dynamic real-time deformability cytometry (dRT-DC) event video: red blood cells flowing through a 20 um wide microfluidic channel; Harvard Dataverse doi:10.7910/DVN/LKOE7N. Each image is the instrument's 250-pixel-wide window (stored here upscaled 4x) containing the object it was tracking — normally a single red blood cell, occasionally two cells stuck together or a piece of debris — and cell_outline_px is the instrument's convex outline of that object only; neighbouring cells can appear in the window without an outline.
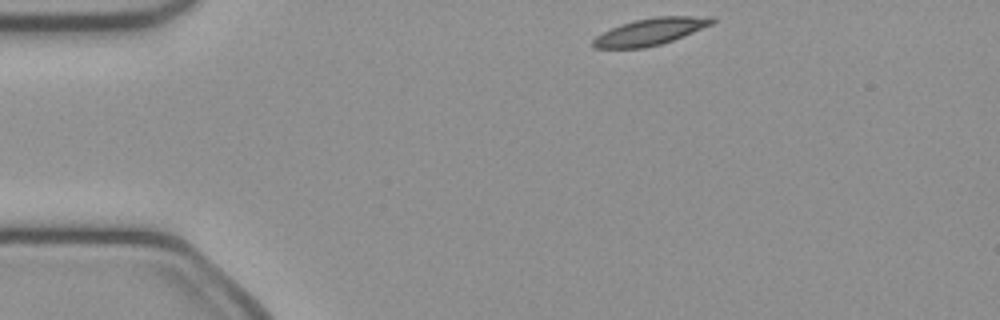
{"species": "common noctule bat (a hibernating species)", "species_latin": "Nyctalus noctula", "temperature_condition": "cold", "stored_images_in_passage": 42, "camera_frame_rate_fps": 3000, "um_per_image_px": 0.085, "animal": {"sex": "female", "body_mass_g": 21.9}, "frame": {"image": 1, "passage_image": 1, "time_ms": 0.0, "image_size_px": [1000, 320], "cell_outline_px": [[716, 20], [712, 24], [672, 40], [660, 44], [644, 48], [596, 48], [592, 44], [592, 40], [596, 36], [620, 24], [636, 20], [656, 16], [712, 16]], "centroid_in_image_um": [55.28, 2.68], "position_along_channel_um": 29.7, "area_um2": 18.38}}
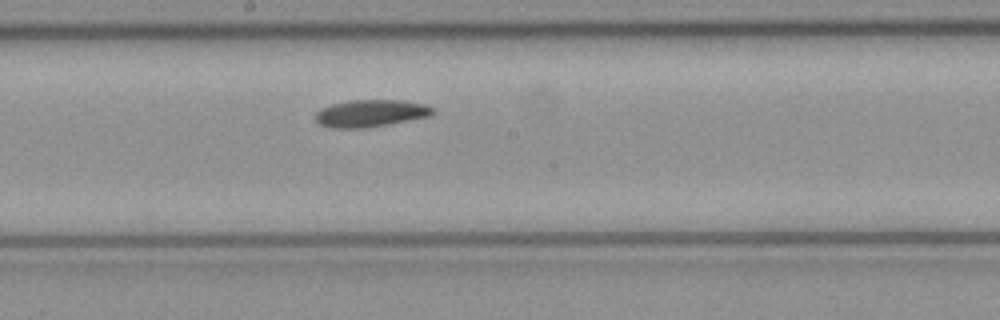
{"frame": {"image": 2, "passage_image": 19, "time_ms": 6.0, "image_size_px": [1000, 320], "cell_outline_px": [[436, 112], [432, 116], [388, 124], [364, 128], [332, 128], [320, 124], [316, 120], [316, 112], [320, 108], [332, 104], [348, 100], [400, 100], [424, 104], [432, 108]], "centroid_in_image_um": [31.51, 9.63], "position_along_channel_um": 216.7, "area_um2": 18.61}}
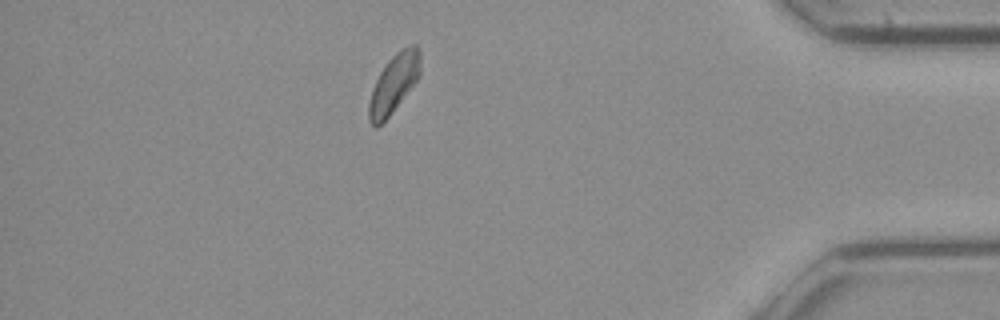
{"frame": {"image": 3, "passage_image": 36, "time_ms": 11.667, "image_size_px": [1000, 320], "cell_outline_px": [[420, 76], [392, 112], [376, 128], [368, 120], [368, 104], [372, 88], [380, 72], [388, 60], [396, 52], [408, 44], [416, 44], [420, 52]], "centroid_in_image_um": [33.47, 7.07], "position_along_channel_um": 401.7, "area_um2": 17.51}, "authors_computed_cell_mechanics": {"area_um2": 18.207, "velocity_mm_per_s": 4.0424, "shape_relaxation_time_tau1_ms": 6.7987, "shape_relaxation_time_tau2_ms": null, "deformation_change_tau1": 0.11, "deformation_change_tau2": null}}